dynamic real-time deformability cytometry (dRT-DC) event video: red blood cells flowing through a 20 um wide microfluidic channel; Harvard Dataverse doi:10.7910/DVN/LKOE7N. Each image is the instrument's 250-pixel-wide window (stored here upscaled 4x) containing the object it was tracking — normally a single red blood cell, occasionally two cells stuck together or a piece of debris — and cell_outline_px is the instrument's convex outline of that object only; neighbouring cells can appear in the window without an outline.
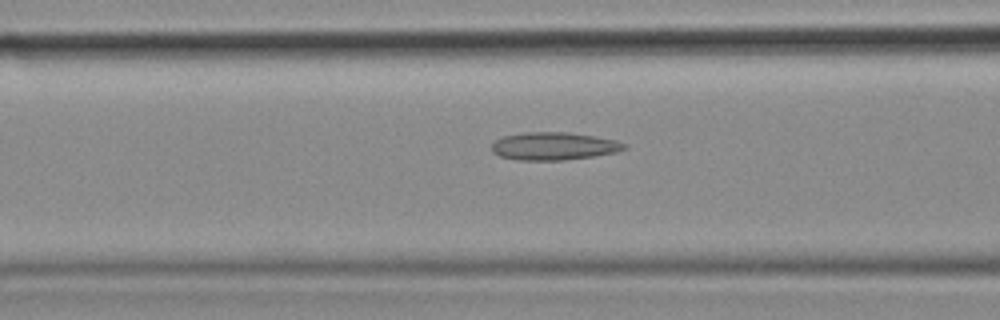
{"species": "common noctule bat (a hibernating species)", "species_latin": "Nyctalus noctula", "temperature_condition": "cold", "stored_images_in_passage": 49, "camera_frame_rate_fps": 3000, "um_per_image_px": 0.085, "animal": {"sex": "female", "body_mass_g": 18.4}, "frame": {"image": 1, "passage_image": 19, "time_ms": 6.0, "image_size_px": [1000, 320], "cell_outline_px": [[628, 148], [616, 152], [592, 156], [564, 160], [516, 160], [500, 156], [492, 152], [492, 144], [496, 140], [504, 136], [524, 132], [568, 132], [616, 140], [628, 144]], "centroid_in_image_um": [47.08, 12.42], "position_along_channel_um": 119.5, "area_um2": 21.44}}
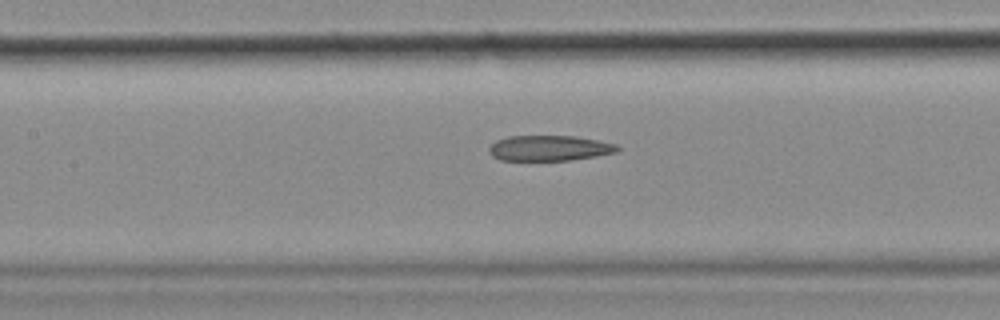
{"frame": {"image": 2, "passage_image": 22, "time_ms": 7.0, "image_size_px": [1000, 320], "cell_outline_px": [[620, 148], [616, 152], [596, 156], [572, 160], [500, 160], [492, 156], [488, 152], [488, 148], [496, 140], [508, 136], [576, 136], [620, 144]], "centroid_in_image_um": [46.71, 12.58], "position_along_channel_um": 160.7, "area_um2": 19.19}}
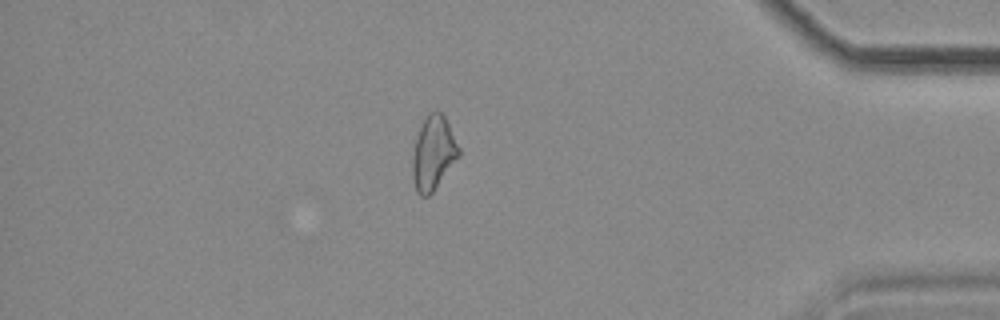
{"frame": {"image": 3, "passage_image": 42, "time_ms": 13.667, "image_size_px": [1000, 320], "cell_outline_px": [[460, 156], [432, 192], [428, 196], [420, 196], [416, 192], [412, 180], [412, 156], [416, 140], [420, 128], [428, 112], [440, 112], [444, 116], [460, 148]], "centroid_in_image_um": [36.82, 13.05], "position_along_channel_um": 398.4, "area_um2": 19.77}}